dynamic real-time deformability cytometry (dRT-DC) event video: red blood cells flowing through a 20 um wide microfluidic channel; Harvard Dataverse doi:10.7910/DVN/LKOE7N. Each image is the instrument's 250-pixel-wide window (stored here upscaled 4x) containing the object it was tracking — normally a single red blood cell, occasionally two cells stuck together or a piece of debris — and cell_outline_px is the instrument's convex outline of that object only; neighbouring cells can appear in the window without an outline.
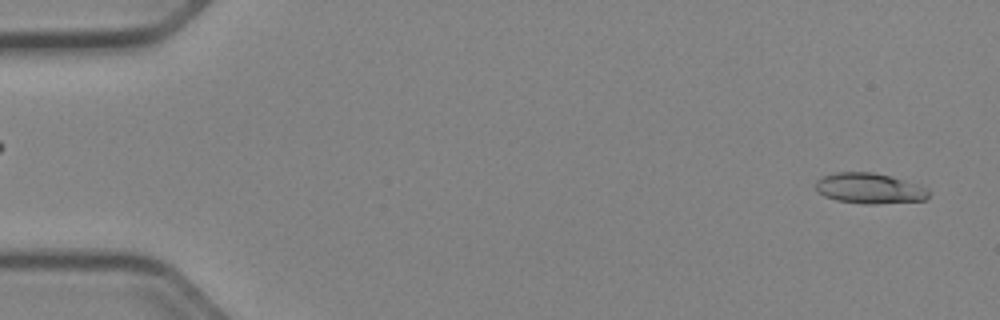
{"species": "Egyptian fruit bat (a non-hibernating species)", "species_latin": "Rousettus aegyptiacus", "temperature_condition": "cold", "stored_images_in_passage": 51, "camera_frame_rate_fps": 3000, "um_per_image_px": 0.085, "animal": {"sex": "female"}, "frame": {"image": 1, "passage_image": 2, "time_ms": 0.333, "image_size_px": [1000, 320], "cell_outline_px": [[932, 192], [924, 200], [876, 204], [864, 204], [836, 200], [824, 196], [816, 192], [816, 180], [824, 176], [836, 172], [872, 172], [892, 176], [928, 188]], "centroid_in_image_um": [73.91, 16.01], "position_along_channel_um": 11.1, "area_um2": 20.23}}
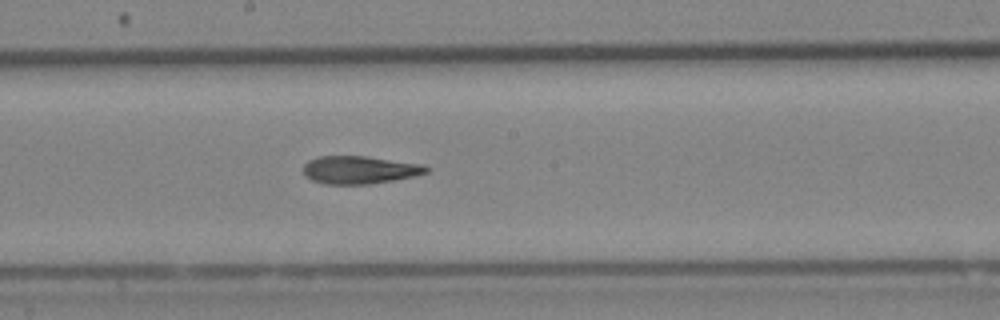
{"frame": {"image": 2, "passage_image": 28, "time_ms": 9.0, "image_size_px": [1000, 320], "cell_outline_px": [[432, 168], [428, 172], [416, 176], [368, 184], [324, 184], [312, 180], [304, 176], [304, 164], [308, 160], [316, 156], [368, 156], [424, 164]], "centroid_in_image_um": [30.59, 14.43], "position_along_channel_um": 217.6, "area_um2": 20.23}}
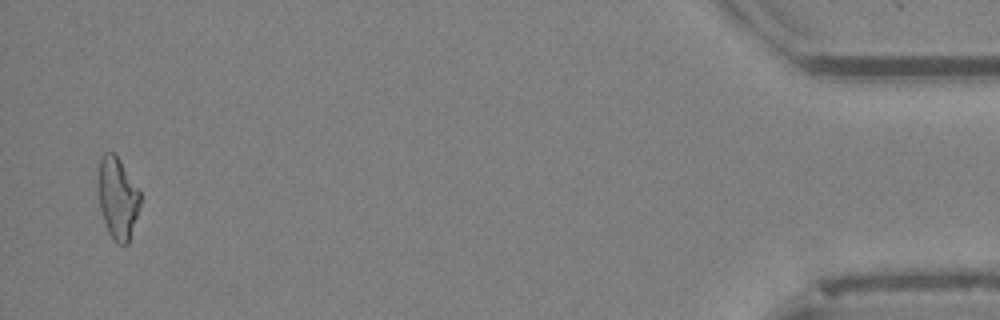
{"frame": {"image": 3, "passage_image": 50, "time_ms": 16.333, "image_size_px": [1000, 320], "cell_outline_px": [[140, 204], [128, 244], [116, 244], [108, 232], [100, 208], [100, 156], [104, 152], [112, 152], [116, 156], [140, 192]], "centroid_in_image_um": [10.01, 16.88], "position_along_channel_um": 425.2, "area_um2": 19.19}, "authors_computed_cell_mechanics": {"area_um2": 20.23, "velocity_mm_per_s": 3.966, "shape_relaxation_time_tau1_ms": null, "shape_relaxation_time_tau2_ms": 3.4028, "deformation_change_tau1": null, "deformation_change_tau2": 0.1279}}